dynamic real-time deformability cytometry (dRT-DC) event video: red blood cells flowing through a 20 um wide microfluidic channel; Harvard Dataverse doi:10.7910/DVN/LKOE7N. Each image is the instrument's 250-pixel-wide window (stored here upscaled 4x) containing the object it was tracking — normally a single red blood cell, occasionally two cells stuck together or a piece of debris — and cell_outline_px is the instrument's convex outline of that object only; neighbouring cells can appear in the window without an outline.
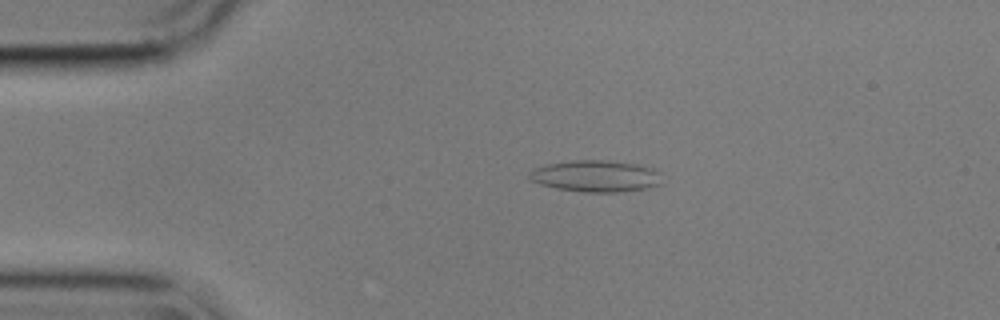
{"species": "common noctule bat (a hibernating species)", "species_latin": "Nyctalus noctula", "temperature_condition": "cold", "stored_images_in_passage": 55, "camera_frame_rate_fps": 3000, "um_per_image_px": 0.085, "animal": {"sex": "male", "body_mass_g": 17.9}, "frame": {"image": 1, "passage_image": 11, "time_ms": 3.333, "image_size_px": [1000, 320], "cell_outline_px": [[660, 184], [648, 188], [616, 192], [584, 192], [556, 188], [540, 184], [532, 180], [528, 176], [528, 172], [536, 168], [548, 164], [572, 160], [604, 160], [636, 164], [652, 168], [660, 172]], "centroid_in_image_um": [50.64, 14.97], "position_along_channel_um": 34.4, "area_um2": 24.28}}
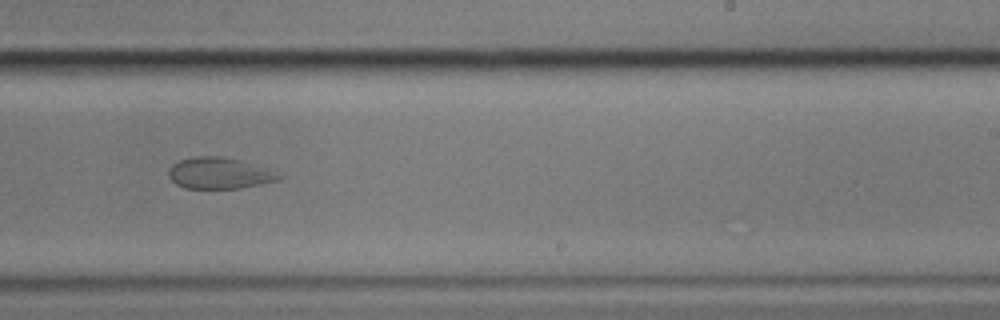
{"frame": {"image": 2, "passage_image": 34, "time_ms": 11.0, "image_size_px": [1000, 320], "cell_outline_px": [[284, 176], [280, 180], [240, 188], [184, 188], [176, 184], [168, 176], [168, 168], [172, 164], [180, 160], [192, 156], [224, 156], [244, 160]], "centroid_in_image_um": [18.61, 14.71], "position_along_channel_um": 270.4, "area_um2": 20.23}}
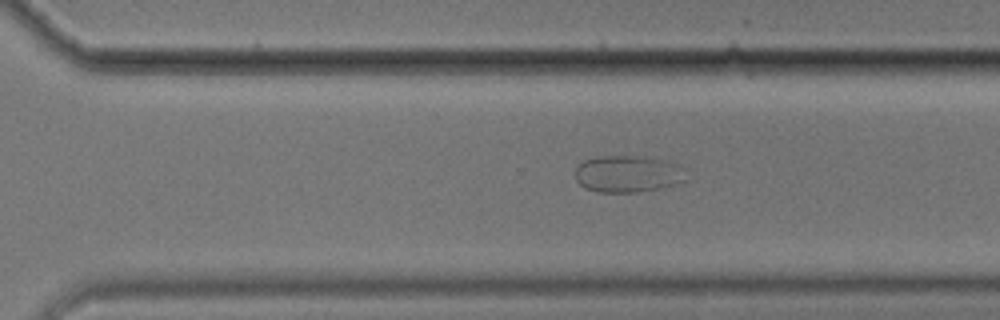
{"frame": {"image": 3, "passage_image": 38, "time_ms": 12.333, "image_size_px": [1000, 320], "cell_outline_px": [[688, 180], [676, 184], [660, 188], [636, 192], [596, 192], [584, 188], [576, 180], [576, 168], [584, 160], [600, 156], [648, 156], [668, 160], [680, 164], [688, 168]], "centroid_in_image_um": [53.47, 14.77], "position_along_channel_um": 317.1, "area_um2": 24.51}}